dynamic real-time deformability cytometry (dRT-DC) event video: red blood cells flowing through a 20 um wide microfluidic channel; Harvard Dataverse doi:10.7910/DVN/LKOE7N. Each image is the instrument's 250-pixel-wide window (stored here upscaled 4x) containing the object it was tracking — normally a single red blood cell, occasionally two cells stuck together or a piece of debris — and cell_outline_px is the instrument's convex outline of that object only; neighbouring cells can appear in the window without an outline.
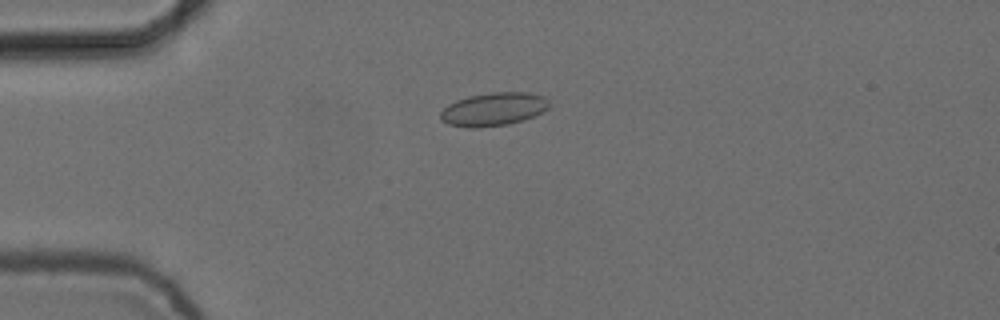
{"species": "common noctule bat (a hibernating species)", "species_latin": "Nyctalus noctula", "temperature_condition": "cold", "stored_images_in_passage": 2, "camera_frame_rate_fps": 3000, "um_per_image_px": 0.085, "animal": {"sex": "female", "body_mass_g": 24.6, "forearm_length_mm": 56.2}, "frame": {"image": 1, "passage_image": 1, "time_ms": 0.0, "image_size_px": [1000, 320], "cell_outline_px": [[548, 108], [524, 120], [508, 124], [480, 128], [468, 128], [448, 124], [440, 120], [440, 112], [448, 104], [456, 100], [468, 96], [492, 92], [528, 92], [544, 96], [548, 100]], "centroid_in_image_um": [41.91, 9.28], "position_along_channel_um": 43.1, "area_um2": 21.15}}